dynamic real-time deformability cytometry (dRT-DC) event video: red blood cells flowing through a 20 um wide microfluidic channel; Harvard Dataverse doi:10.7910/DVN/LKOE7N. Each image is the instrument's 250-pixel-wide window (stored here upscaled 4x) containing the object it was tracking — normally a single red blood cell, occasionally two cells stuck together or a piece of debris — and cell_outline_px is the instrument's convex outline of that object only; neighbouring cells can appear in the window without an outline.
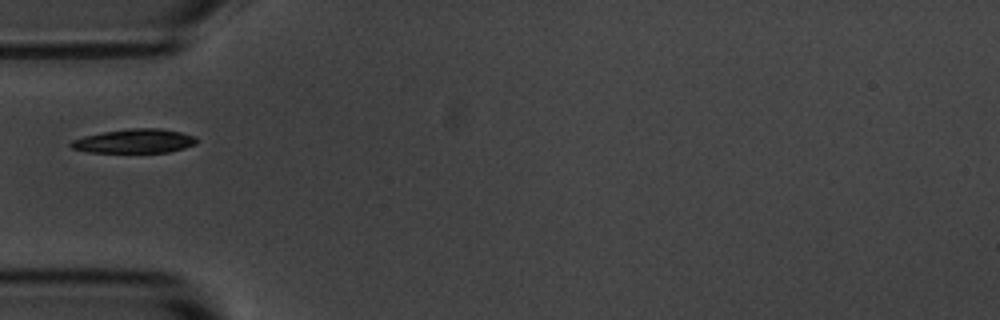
{"species": "common noctule bat (a hibernating species)", "species_latin": "Nyctalus noctula", "temperature_condition": "room temperature", "stored_images_in_passage": 7, "camera_frame_rate_fps": 3000, "um_per_image_px": 0.085, "animal": {"sex": "male", "body_mass_g": 20.1, "forearm_length_mm": 53.5}, "frame": {"image": 1, "passage_image": 4, "time_ms": 3.333, "image_size_px": [1000, 320], "cell_outline_px": [[196, 144], [184, 148], [168, 152], [88, 152], [72, 148], [68, 144], [72, 140], [84, 136], [104, 132], [128, 128], [160, 128], [180, 132], [196, 136]], "centroid_in_image_um": [11.43, 11.98], "position_along_channel_um": 73.6, "area_um2": 17.57}}
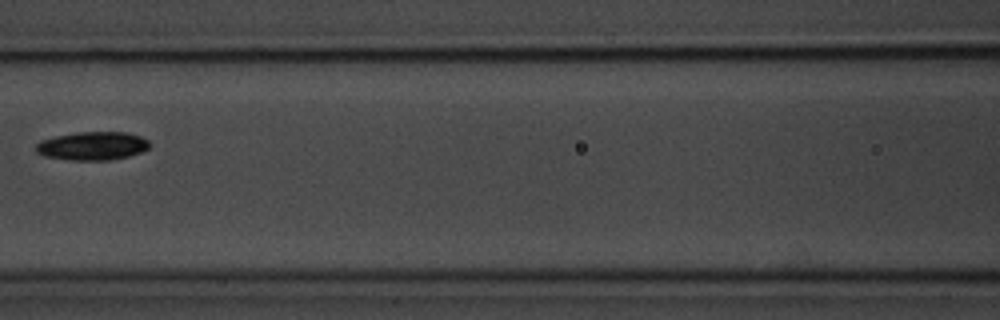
{"frame": {"image": 2, "passage_image": 6, "time_ms": 5.667, "image_size_px": [1000, 320], "cell_outline_px": [[152, 144], [148, 148], [140, 152], [128, 156], [112, 160], [68, 160], [44, 156], [36, 152], [36, 144], [40, 140], [56, 136], [76, 132], [128, 132], [140, 136], [148, 140]], "centroid_in_image_um": [7.86, 12.4], "position_along_channel_um": 158.7, "area_um2": 18.96}}
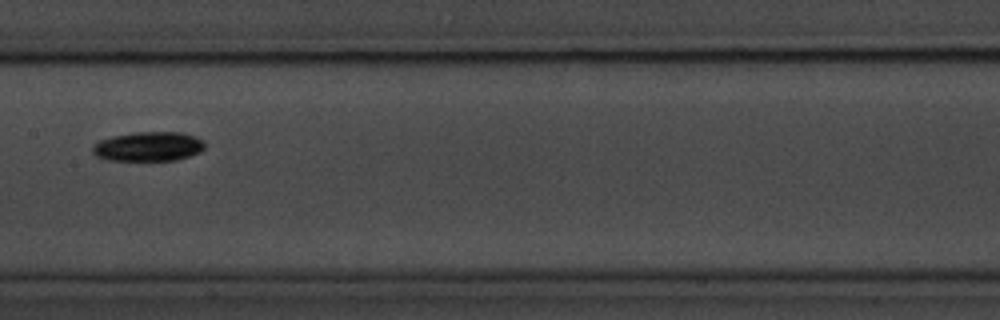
{"frame": {"image": 3, "passage_image": 7, "time_ms": 6.667, "image_size_px": [1000, 320], "cell_outline_px": [[204, 148], [200, 152], [176, 160], [108, 160], [96, 156], [92, 152], [92, 144], [100, 140], [112, 136], [136, 132], [180, 132], [196, 136], [204, 140]], "centroid_in_image_um": [12.6, 12.44], "position_along_channel_um": 194.8, "area_um2": 19.31}}